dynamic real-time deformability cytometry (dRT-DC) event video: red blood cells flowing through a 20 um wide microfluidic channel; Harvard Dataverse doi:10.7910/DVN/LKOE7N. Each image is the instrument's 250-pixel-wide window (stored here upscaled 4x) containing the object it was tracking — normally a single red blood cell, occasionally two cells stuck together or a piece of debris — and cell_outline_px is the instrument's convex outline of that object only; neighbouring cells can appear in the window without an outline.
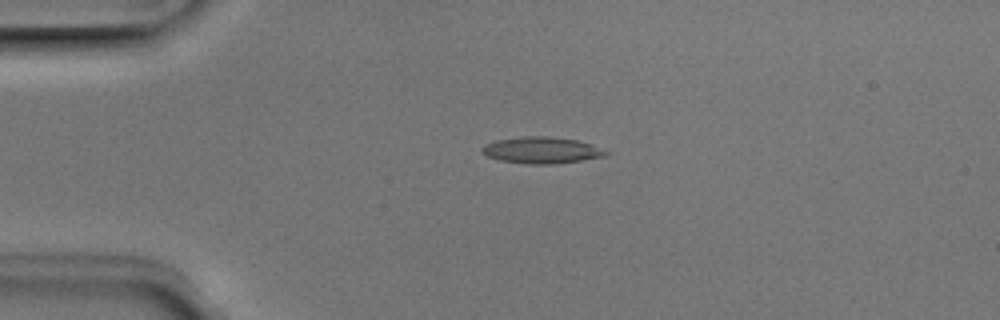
{"species": "Egyptian fruit bat (a non-hibernating species)", "species_latin": "Rousettus aegyptiacus", "temperature_condition": "room temperature", "stored_images_in_passage": 8, "camera_frame_rate_fps": 3000, "um_per_image_px": 0.085, "animal": {"sex": "male"}, "frame": {"image": 1, "passage_image": 3, "time_ms": 0.667, "image_size_px": [1000, 320], "cell_outline_px": [[612, 152], [604, 156], [580, 160], [552, 164], [528, 164], [500, 160], [488, 156], [480, 148], [496, 140], [524, 136], [548, 136], [576, 140]], "centroid_in_image_um": [46.04, 12.76], "position_along_channel_um": 39.0, "area_um2": 18.73}}
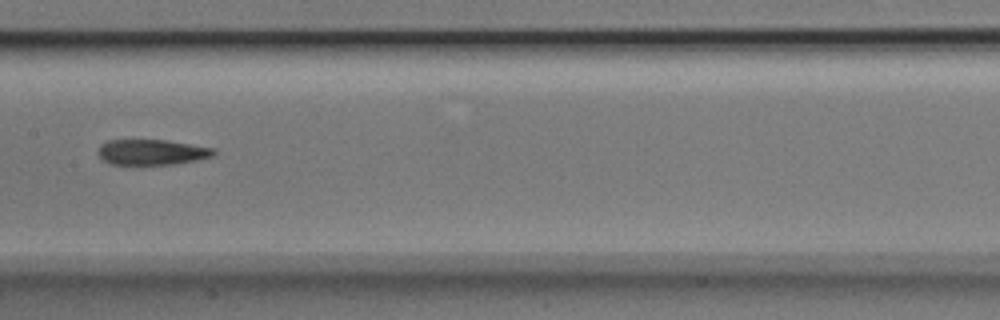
{"frame": {"image": 2, "passage_image": 7, "time_ms": 2.0, "image_size_px": [1000, 320], "cell_outline_px": [[216, 152], [212, 156], [200, 160], [172, 164], [112, 164], [104, 160], [96, 152], [100, 144], [108, 140], [168, 140], [216, 148]], "centroid_in_image_um": [12.93, 12.92], "position_along_channel_um": 194.5, "area_um2": 17.28}}
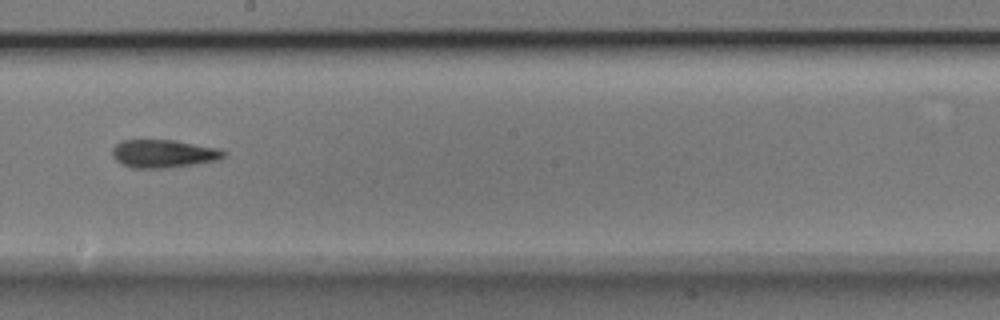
{"frame": {"image": 3, "passage_image": 8, "time_ms": 2.333, "image_size_px": [1000, 320], "cell_outline_px": [[228, 152], [220, 160], [196, 164], [168, 168], [132, 168], [120, 164], [112, 156], [112, 148], [120, 140], [172, 140], [220, 148]], "centroid_in_image_um": [13.91, 13.07], "position_along_channel_um": 234.3, "area_um2": 18.5}}